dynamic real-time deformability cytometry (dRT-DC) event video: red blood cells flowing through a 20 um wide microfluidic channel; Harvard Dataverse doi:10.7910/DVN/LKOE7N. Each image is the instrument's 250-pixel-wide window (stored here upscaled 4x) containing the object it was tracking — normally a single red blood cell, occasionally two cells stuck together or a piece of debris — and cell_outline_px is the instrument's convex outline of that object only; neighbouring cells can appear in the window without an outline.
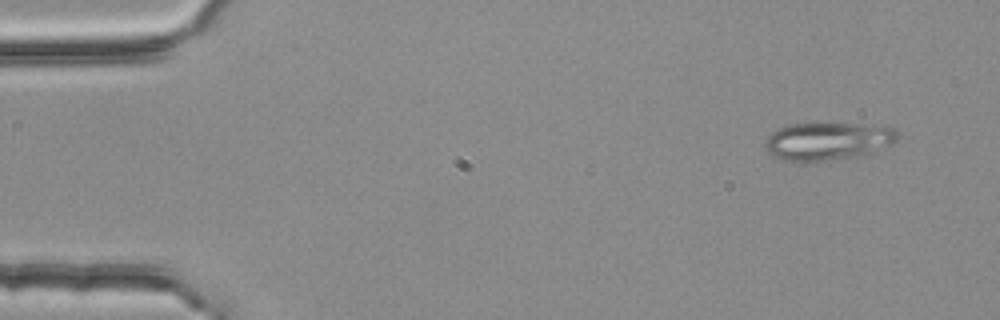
{"species": "common noctule bat (a hibernating species)", "species_latin": "Nyctalus noctula", "temperature_condition": "room temperature", "stored_images_in_passage": 2, "camera_frame_rate_fps": 3000, "um_per_image_px": 0.085, "animal": {"sex": "female", "body_mass_g": 25.1}, "frame": {"image": 1, "passage_image": 2, "time_ms": 0.333, "image_size_px": [1000, 320], "cell_outline_px": [[896, 140], [888, 144], [860, 156], [824, 160], [784, 160], [768, 152], [764, 148], [764, 140], [772, 132], [788, 124], [888, 124], [896, 128]], "centroid_in_image_um": [70.36, 11.96], "position_along_channel_um": 14.6, "area_um2": 28.73}}